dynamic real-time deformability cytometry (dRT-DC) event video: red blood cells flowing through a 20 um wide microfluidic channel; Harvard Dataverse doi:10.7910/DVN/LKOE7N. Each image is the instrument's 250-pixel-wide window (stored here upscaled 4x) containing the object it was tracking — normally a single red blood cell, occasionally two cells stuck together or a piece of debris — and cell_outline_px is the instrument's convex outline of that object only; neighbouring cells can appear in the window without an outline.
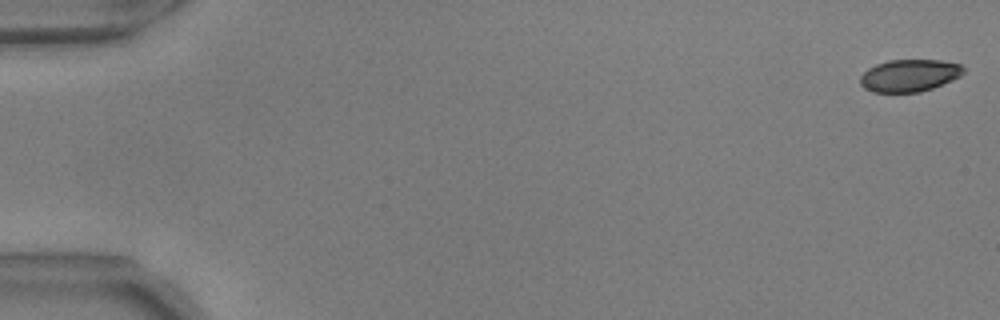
{"species": "common noctule bat (a hibernating species)", "species_latin": "Nyctalus noctula", "temperature_condition": "warm", "stored_images_in_passage": 52, "camera_frame_rate_fps": 3000, "um_per_image_px": 0.085, "animal": {"sex": "male", "body_mass_g": 17.9, "forearm_length_mm": 54.2}, "frame": {"image": 1, "passage_image": 1, "time_ms": 0.0, "image_size_px": [1000, 320], "cell_outline_px": [[964, 72], [960, 76], [952, 80], [932, 88], [920, 92], [872, 92], [864, 88], [860, 84], [860, 76], [868, 68], [876, 64], [888, 60], [940, 60], [960, 64], [964, 68]], "centroid_in_image_um": [77.28, 6.41], "position_along_channel_um": 7.7, "area_um2": 19.42}}
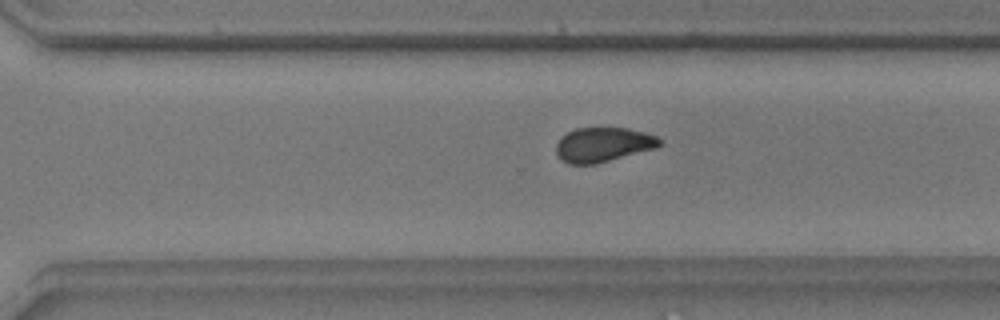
{"frame": {"image": 2, "passage_image": 39, "time_ms": 12.667, "image_size_px": [1000, 320], "cell_outline_px": [[664, 144], [656, 148], [596, 164], [568, 164], [560, 160], [556, 152], [556, 144], [568, 132], [576, 128], [628, 128], [644, 132], [656, 136], [664, 140]], "centroid_in_image_um": [51.3, 12.3], "position_along_channel_um": 319.3, "area_um2": 20.92}}
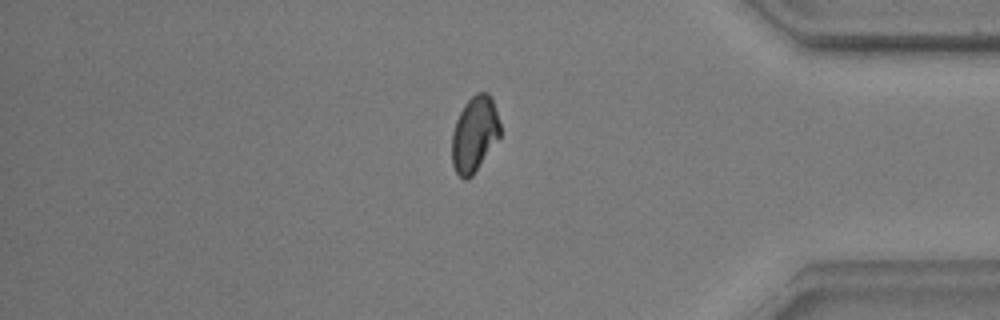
{"frame": {"image": 3, "passage_image": 47, "time_ms": 15.333, "image_size_px": [1000, 320], "cell_outline_px": [[500, 136], [472, 176], [468, 180], [464, 180], [456, 172], [452, 164], [452, 132], [456, 120], [464, 104], [476, 92], [488, 92], [492, 100], [500, 124]], "centroid_in_image_um": [40.31, 11.41], "position_along_channel_um": 394.9, "area_um2": 21.1}, "authors_computed_cell_mechanics": {"area_um2": 21.675, "velocity_mm_per_s": 3.6965, "shape_relaxation_time_tau1_ms": 4.0677, "shape_relaxation_time_tau2_ms": 1.1191, "deformation_change_tau1": 0.1148, "deformation_change_tau2": 0.0476}}